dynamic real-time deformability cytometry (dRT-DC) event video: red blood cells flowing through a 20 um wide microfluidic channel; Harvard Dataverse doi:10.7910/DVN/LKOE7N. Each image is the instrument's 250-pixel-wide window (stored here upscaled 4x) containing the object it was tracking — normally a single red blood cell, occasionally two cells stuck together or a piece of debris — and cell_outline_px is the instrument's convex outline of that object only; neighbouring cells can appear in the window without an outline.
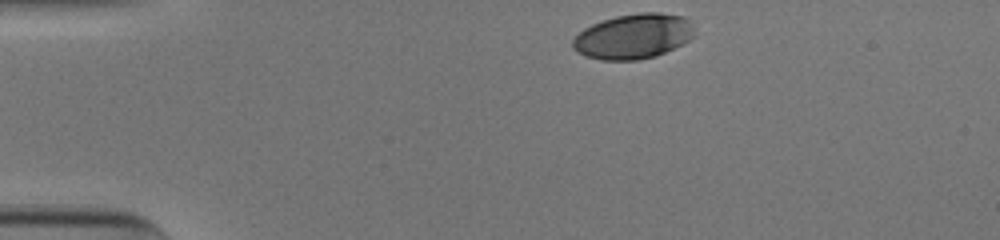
{"species": "human", "species_latin": "Homo sapiens", "temperature_condition": "cold", "stored_images_in_passage": 34, "camera_frame_rate_fps": 3000, "um_per_image_px": 0.085, "donor": {"sex": "male"}, "frame": {"image": 1, "passage_image": 1, "time_ms": 0.0, "image_size_px": [1000, 240], "cell_outline_px": [[696, 36], [656, 56], [636, 60], [600, 60], [576, 52], [572, 48], [572, 40], [584, 28], [592, 24], [616, 16], [640, 12], [660, 12], [684, 16], [692, 20], [696, 32]], "centroid_in_image_um": [53.87, 3.07], "position_along_channel_um": 31.1, "area_um2": 32.14}}
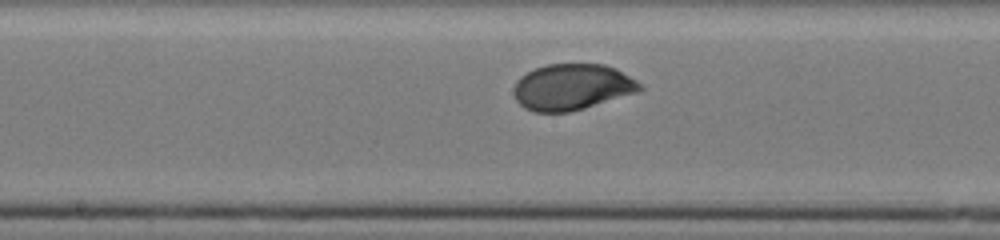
{"frame": {"image": 2, "passage_image": 19, "time_ms": 6.0, "image_size_px": [1000, 240], "cell_outline_px": [[644, 88], [640, 92], [572, 112], [532, 112], [524, 108], [516, 100], [512, 92], [512, 88], [516, 80], [520, 76], [536, 68], [548, 64], [604, 64], [616, 68], [644, 84]], "centroid_in_image_um": [48.65, 7.41], "position_along_channel_um": 199.6, "area_um2": 34.51}}
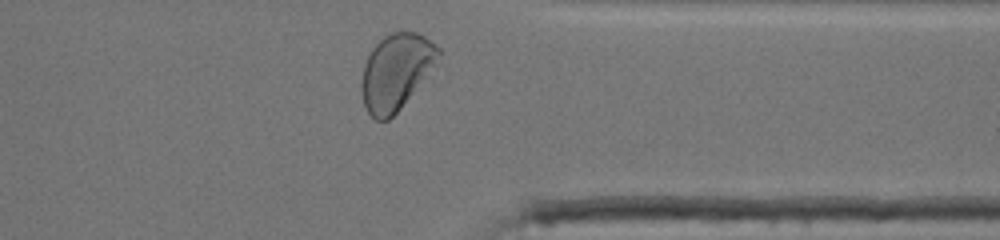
{"frame": {"image": 3, "passage_image": 33, "time_ms": 10.667, "image_size_px": [1000, 240], "cell_outline_px": [[440, 56], [436, 64], [400, 108], [388, 120], [376, 120], [368, 112], [364, 104], [360, 88], [360, 80], [364, 64], [372, 48], [384, 36], [392, 32], [416, 32], [424, 36], [440, 48]], "centroid_in_image_um": [33.64, 6.09], "position_along_channel_um": 377.8, "area_um2": 33.7}, "authors_computed_cell_mechanics": {"area_um2": 33.6974, "velocity_mm_per_s": 3.8872, "shape_relaxation_time_tau1_ms": 2.139, "shape_relaxation_time_tau2_ms": null, "deformation_change_tau1": 0.1412, "deformation_change_tau2": null}}